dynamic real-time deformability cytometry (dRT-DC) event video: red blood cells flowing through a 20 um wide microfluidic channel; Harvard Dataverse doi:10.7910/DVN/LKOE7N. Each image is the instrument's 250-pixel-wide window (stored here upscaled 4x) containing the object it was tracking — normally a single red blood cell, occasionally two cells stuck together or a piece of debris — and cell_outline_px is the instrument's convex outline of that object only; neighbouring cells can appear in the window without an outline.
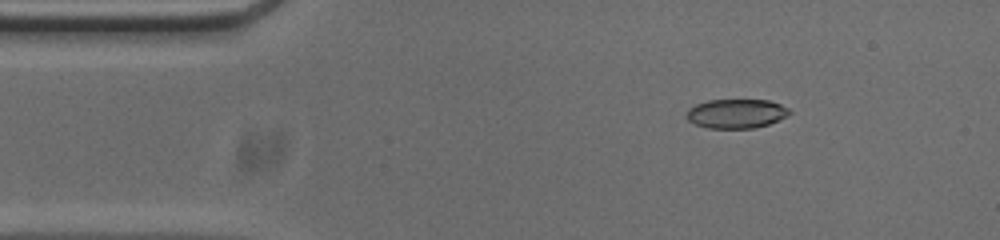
{"species": "common noctule bat (a hibernating species)", "species_latin": "Nyctalus noctula", "temperature_condition": "cold", "stored_images_in_passage": 46, "camera_frame_rate_fps": 3000, "um_per_image_px": 0.085, "animal": {"sex": "male", "body_mass_g": 20.0, "forearm_length_mm": 53.3}, "frame": {"image": 1, "passage_image": 1, "time_ms": 0.0, "image_size_px": [1000, 240], "cell_outline_px": [[792, 112], [768, 124], [752, 128], [708, 128], [696, 124], [688, 120], [684, 116], [688, 108], [696, 104], [708, 100], [768, 100], [780, 104], [788, 108]], "centroid_in_image_um": [62.53, 9.65], "position_along_channel_um": 22.5, "area_um2": 17.4}}
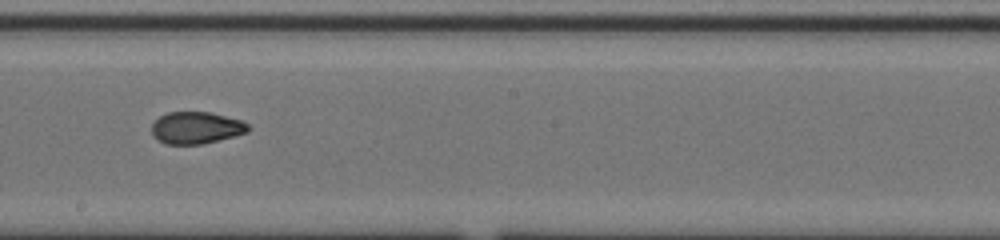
{"frame": {"image": 2, "passage_image": 22, "time_ms": 7.0, "image_size_px": [1000, 240], "cell_outline_px": [[248, 132], [200, 144], [164, 144], [156, 140], [152, 136], [152, 124], [160, 116], [168, 112], [212, 112], [240, 120], [248, 124]], "centroid_in_image_um": [16.62, 10.86], "position_along_channel_um": 231.6, "area_um2": 17.86}}
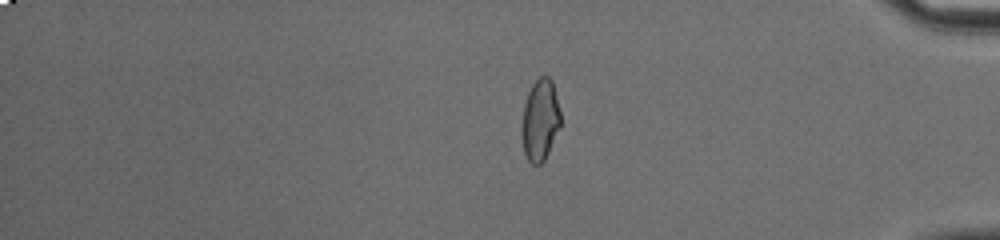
{"frame": {"image": 3, "passage_image": 37, "time_ms": 12.0, "image_size_px": [1000, 240], "cell_outline_px": [[560, 128], [544, 160], [540, 164], [532, 164], [528, 160], [524, 152], [524, 104], [528, 92], [532, 84], [540, 76], [548, 76], [552, 80], [560, 112]], "centroid_in_image_um": [45.95, 10.18], "position_along_channel_um": 389.3, "area_um2": 17.8}, "authors_computed_cell_mechanics": {"area_um2": 18.6983, "velocity_mm_per_s": 3.7954, "shape_relaxation_time_tau1_ms": null, "shape_relaxation_time_tau2_ms": 1.9429, "deformation_change_tau1": null, "deformation_change_tau2": 0.065}}